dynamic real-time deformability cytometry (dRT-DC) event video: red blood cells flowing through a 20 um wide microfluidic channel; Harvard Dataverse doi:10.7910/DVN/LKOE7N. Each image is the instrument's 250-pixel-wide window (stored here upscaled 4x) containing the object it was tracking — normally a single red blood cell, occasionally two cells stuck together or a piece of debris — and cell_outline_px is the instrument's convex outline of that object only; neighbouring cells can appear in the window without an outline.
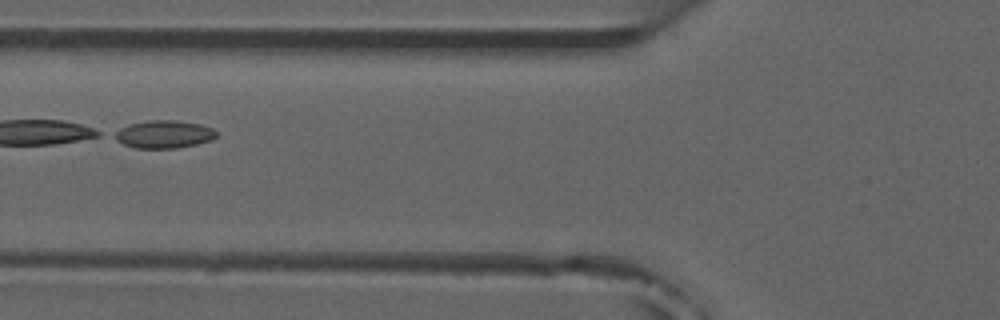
{"species": "common noctule bat (a hibernating species)", "species_latin": "Nyctalus noctula", "temperature_condition": "room temperature", "stored_images_in_passage": 5, "camera_frame_rate_fps": 3000, "um_per_image_px": 0.085, "animal": {"sex": "male", "forearm_length_mm": 52.5}, "frame": {"image": 1, "passage_image": 4, "time_ms": 3.667, "image_size_px": [1000, 320], "cell_outline_px": [[216, 136], [212, 140], [196, 144], [176, 148], [136, 148], [124, 144], [108, 136], [112, 132], [128, 124], [148, 120], [176, 120], [200, 124], [212, 128], [216, 132]], "centroid_in_image_um": [13.86, 11.41], "position_along_channel_um": 111.9, "area_um2": 16.7}}